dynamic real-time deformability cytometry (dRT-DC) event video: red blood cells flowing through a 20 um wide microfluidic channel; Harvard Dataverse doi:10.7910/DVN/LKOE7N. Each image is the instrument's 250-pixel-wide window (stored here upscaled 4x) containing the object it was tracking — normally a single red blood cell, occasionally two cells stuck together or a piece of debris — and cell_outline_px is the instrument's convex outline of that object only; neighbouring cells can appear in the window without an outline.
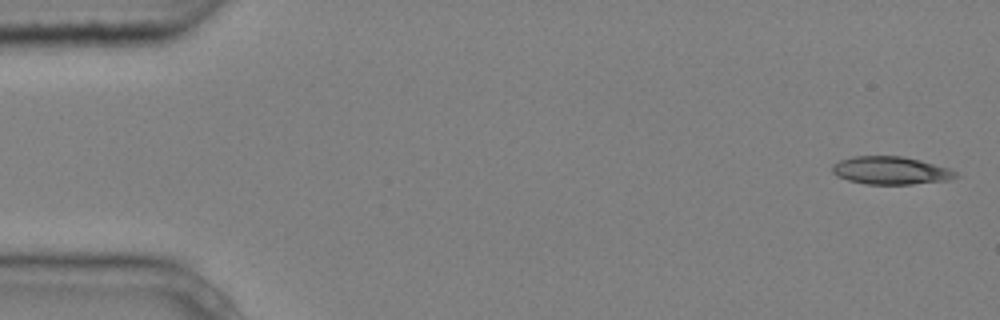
{"species": "common noctule bat (a hibernating species)", "species_latin": "Nyctalus noctula", "temperature_condition": "cold", "stored_images_in_passage": 6, "camera_frame_rate_fps": 3000, "um_per_image_px": 0.085, "animal": {"sex": "male", "body_mass_g": 20.4}, "frame": {"image": 1, "passage_image": 1, "time_ms": 0.0, "image_size_px": [1000, 320], "cell_outline_px": [[960, 176], [948, 180], [912, 184], [868, 184], [848, 180], [836, 176], [832, 172], [832, 164], [840, 160], [852, 156], [900, 156], [920, 160], [948, 168], [956, 172]], "centroid_in_image_um": [75.69, 14.49], "position_along_channel_um": 9.3, "area_um2": 20.0}}